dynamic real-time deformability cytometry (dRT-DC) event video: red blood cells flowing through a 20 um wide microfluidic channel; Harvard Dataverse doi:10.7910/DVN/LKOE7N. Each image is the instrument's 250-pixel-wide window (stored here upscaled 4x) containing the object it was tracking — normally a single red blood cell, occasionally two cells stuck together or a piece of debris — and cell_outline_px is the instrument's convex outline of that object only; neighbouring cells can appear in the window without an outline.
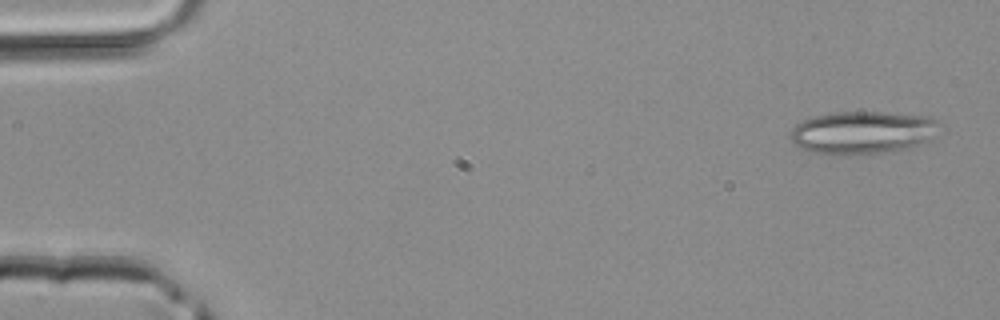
{"species": "common noctule bat (a hibernating species)", "species_latin": "Nyctalus noctula", "temperature_condition": "room temperature", "stored_images_in_passage": 3, "camera_frame_rate_fps": 3000, "um_per_image_px": 0.085, "animal": {"sex": "male", "body_mass_g": 20.4}, "frame": {"image": 1, "passage_image": 1, "time_ms": 0.0, "image_size_px": [1000, 320], "cell_outline_px": [[944, 124], [936, 136], [928, 140], [908, 148], [892, 152], [852, 156], [836, 156], [812, 152], [800, 148], [792, 140], [792, 128], [800, 120], [812, 116], [832, 112], [884, 112], [932, 116]], "centroid_in_image_um": [73.38, 11.27], "position_along_channel_um": 11.6, "area_um2": 38.32}}